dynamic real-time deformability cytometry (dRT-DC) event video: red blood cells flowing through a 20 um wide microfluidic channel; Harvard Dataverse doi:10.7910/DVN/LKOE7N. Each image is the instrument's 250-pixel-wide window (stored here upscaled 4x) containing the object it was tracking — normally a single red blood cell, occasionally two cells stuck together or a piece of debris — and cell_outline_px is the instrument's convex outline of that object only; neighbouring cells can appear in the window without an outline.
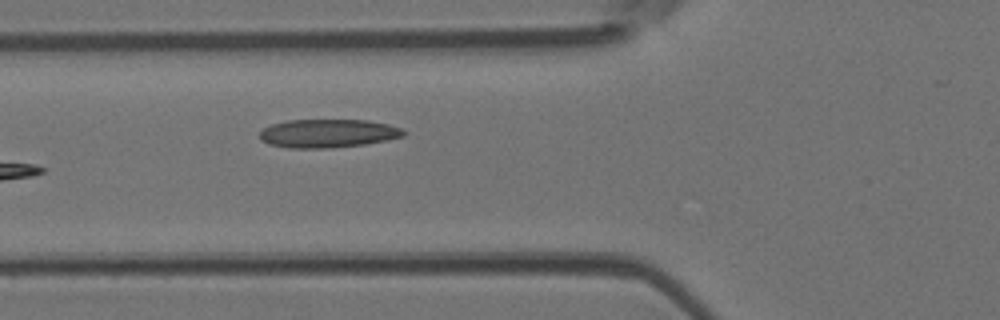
{"species": "Egyptian fruit bat (a non-hibernating species)", "species_latin": "Rousettus aegyptiacus", "temperature_condition": "room temperature", "stored_images_in_passage": 6, "camera_frame_rate_fps": 3000, "um_per_image_px": 0.085, "animal": {"sex": "female"}, "frame": {"image": 1, "passage_image": 6, "time_ms": 1.667, "image_size_px": [1000, 320], "cell_outline_px": [[408, 132], [404, 136], [388, 140], [364, 144], [332, 148], [288, 148], [268, 144], [260, 140], [260, 132], [264, 128], [272, 124], [288, 120], [368, 120], [388, 124], [404, 128]], "centroid_in_image_um": [27.91, 11.34], "position_along_channel_um": 97.9, "area_um2": 24.1}}